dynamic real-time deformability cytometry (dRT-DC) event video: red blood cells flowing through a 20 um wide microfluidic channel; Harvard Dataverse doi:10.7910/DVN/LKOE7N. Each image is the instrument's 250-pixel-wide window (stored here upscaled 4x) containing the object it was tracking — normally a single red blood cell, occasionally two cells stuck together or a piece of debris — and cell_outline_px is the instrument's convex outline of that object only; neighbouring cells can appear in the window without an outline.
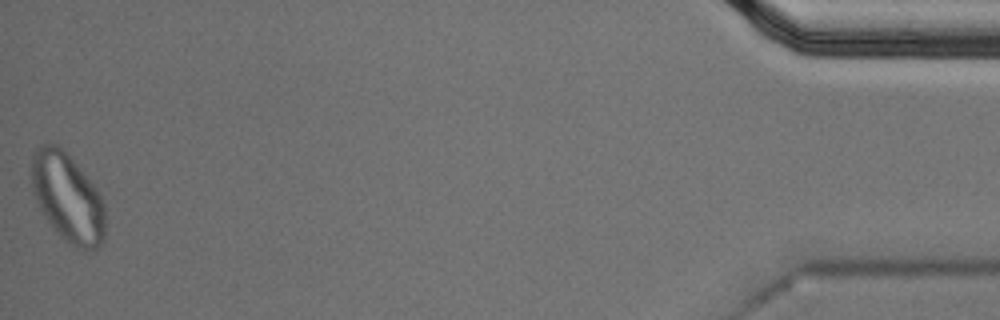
{"species": "Egyptian fruit bat (a non-hibernating species)", "species_latin": "Rousettus aegyptiacus", "temperature_condition": "cold", "stored_images_in_passage": 55, "segment_of_instrument_passage": [2, 2], "camera_frame_rate_fps": 3000, "um_per_image_px": 0.085, "animal": {"sex": "male"}, "frame": {"image": 1, "passage_image": 55, "time_ms": 18.0, "image_size_px": [1000, 320], "cell_outline_px": [[104, 240], [100, 248], [92, 252], [84, 252], [68, 244], [56, 232], [44, 216], [32, 192], [32, 152], [40, 144], [56, 144], [76, 164], [96, 188], [104, 204]], "centroid_in_image_um": [5.75, 16.87], "position_along_channel_um": 429.4, "area_um2": 38.26}}